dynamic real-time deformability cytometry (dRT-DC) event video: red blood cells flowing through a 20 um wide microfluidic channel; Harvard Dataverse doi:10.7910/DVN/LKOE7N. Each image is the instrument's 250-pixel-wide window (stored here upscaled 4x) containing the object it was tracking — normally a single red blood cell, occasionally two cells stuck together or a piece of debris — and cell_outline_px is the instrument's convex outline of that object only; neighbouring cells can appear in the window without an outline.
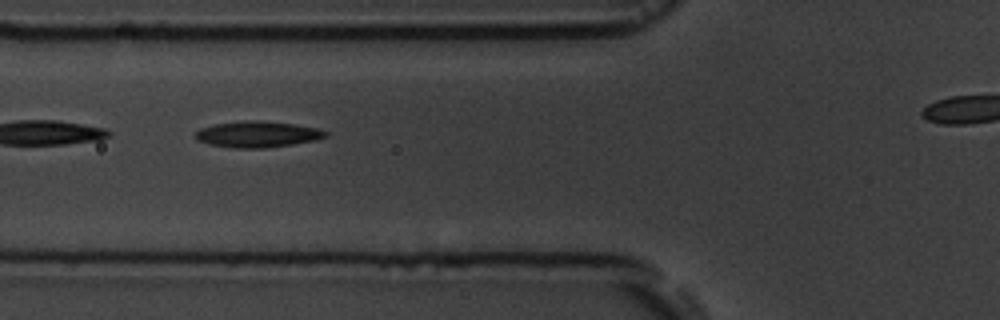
{"species": "common noctule bat (a hibernating species)", "species_latin": "Nyctalus noctula", "temperature_condition": "room temperature", "stored_images_in_passage": 3, "segment_of_instrument_passage": [1, 2], "camera_frame_rate_fps": 3000, "um_per_image_px": 0.085, "animal": {"sex": "male", "body_mass_g": 19.5, "forearm_length_mm": 54.6}, "frame": {"image": 1, "passage_image": 2, "time_ms": 1.0, "image_size_px": [1000, 320], "cell_outline_px": [[328, 136], [316, 140], [292, 144], [264, 148], [236, 148], [208, 144], [196, 140], [192, 136], [200, 128], [212, 124], [244, 120], [256, 120], [292, 124], [316, 128], [328, 132]], "centroid_in_image_um": [21.82, 11.41], "position_along_channel_um": 104.0, "area_um2": 19.88}}